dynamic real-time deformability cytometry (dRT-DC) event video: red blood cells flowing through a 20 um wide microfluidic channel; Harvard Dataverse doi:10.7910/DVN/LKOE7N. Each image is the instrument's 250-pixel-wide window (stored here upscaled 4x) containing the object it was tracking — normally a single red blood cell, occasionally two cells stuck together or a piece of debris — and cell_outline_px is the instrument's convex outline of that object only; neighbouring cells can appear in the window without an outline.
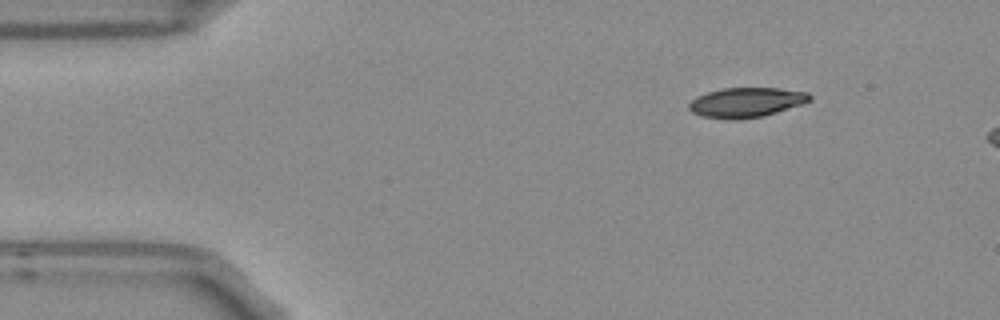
{"species": "Egyptian fruit bat (a non-hibernating species)", "species_latin": "Rousettus aegyptiacus", "temperature_condition": "room temperature", "stored_images_in_passage": 3, "camera_frame_rate_fps": 3000, "um_per_image_px": 0.085, "frame": {"image": 1, "passage_image": 1, "time_ms": 0.0, "image_size_px": [1000, 320], "cell_outline_px": [[812, 100], [804, 104], [764, 116], [740, 120], [732, 120], [700, 116], [692, 112], [688, 108], [688, 104], [696, 96], [708, 92], [724, 88], [776, 88], [808, 92], [812, 96]], "centroid_in_image_um": [63.45, 8.72], "position_along_channel_um": 21.6, "area_um2": 21.21}}